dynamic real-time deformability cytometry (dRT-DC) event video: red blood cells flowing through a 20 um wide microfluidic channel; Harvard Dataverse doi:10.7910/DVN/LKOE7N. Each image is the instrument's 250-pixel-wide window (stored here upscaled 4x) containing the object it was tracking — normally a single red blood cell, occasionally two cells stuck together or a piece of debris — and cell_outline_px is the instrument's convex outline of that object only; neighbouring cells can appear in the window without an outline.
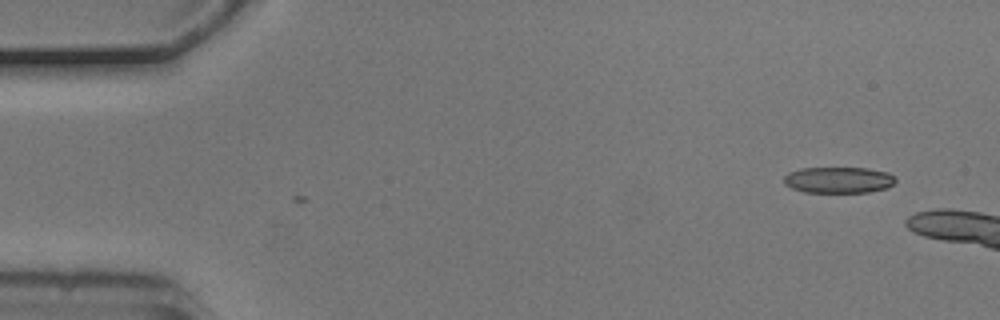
{"species": "common noctule bat (a hibernating species)", "species_latin": "Nyctalus noctula", "temperature_condition": "cold", "stored_images_in_passage": 2, "camera_frame_rate_fps": 3000, "um_per_image_px": 0.085, "animal": {"sex": "male", "body_mass_g": 20.5, "forearm_length_mm": 52.5}, "frame": {"image": 1, "passage_image": 2, "time_ms": 0.333, "image_size_px": [1000, 320], "cell_outline_px": [[896, 180], [888, 188], [868, 192], [804, 192], [792, 188], [784, 184], [784, 176], [788, 172], [800, 168], [868, 168], [888, 172]], "centroid_in_image_um": [71.26, 15.29], "position_along_channel_um": 13.7, "area_um2": 17.05}}